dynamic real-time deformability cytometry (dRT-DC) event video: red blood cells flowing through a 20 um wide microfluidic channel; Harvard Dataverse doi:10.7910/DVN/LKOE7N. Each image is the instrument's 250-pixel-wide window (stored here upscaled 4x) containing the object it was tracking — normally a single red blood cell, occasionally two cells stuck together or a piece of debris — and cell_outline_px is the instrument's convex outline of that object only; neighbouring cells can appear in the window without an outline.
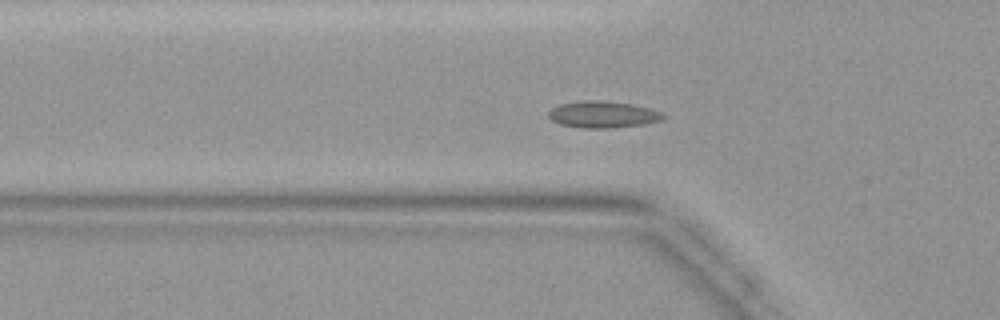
{"species": "common noctule bat (a hibernating species)", "species_latin": "Nyctalus noctula", "temperature_condition": "warm", "stored_images_in_passage": 47, "camera_frame_rate_fps": 3000, "um_per_image_px": 0.085, "animal": {"sex": "female", "body_mass_g": 19.9}, "frame": {"image": 1, "passage_image": 16, "time_ms": 5.0, "image_size_px": [1000, 320], "cell_outline_px": [[668, 116], [660, 120], [644, 124], [612, 128], [580, 128], [560, 124], [552, 120], [548, 116], [548, 112], [552, 108], [560, 104], [584, 100], [600, 100], [632, 104], [648, 108], [660, 112]], "centroid_in_image_um": [51.23, 9.73], "position_along_channel_um": 74.6, "area_um2": 17.8}}
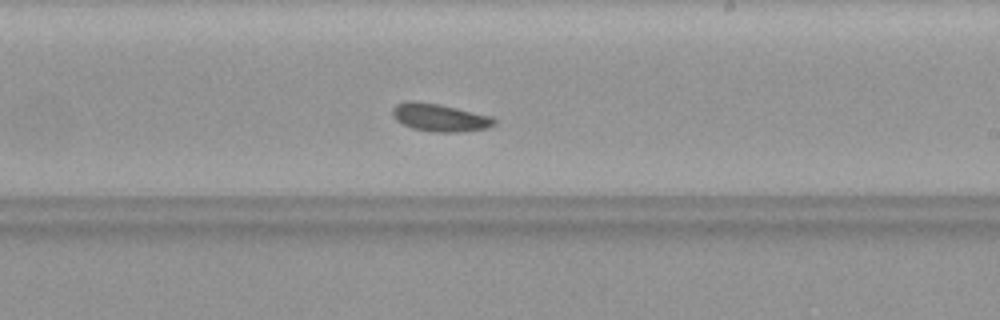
{"frame": {"image": 2, "passage_image": 28, "time_ms": 9.0, "image_size_px": [1000, 320], "cell_outline_px": [[496, 124], [488, 128], [456, 132], [432, 132], [412, 128], [396, 120], [392, 112], [392, 108], [396, 104], [440, 104], [492, 116], [496, 120]], "centroid_in_image_um": [37.47, 10.04], "position_along_channel_um": 251.5, "area_um2": 15.84}}
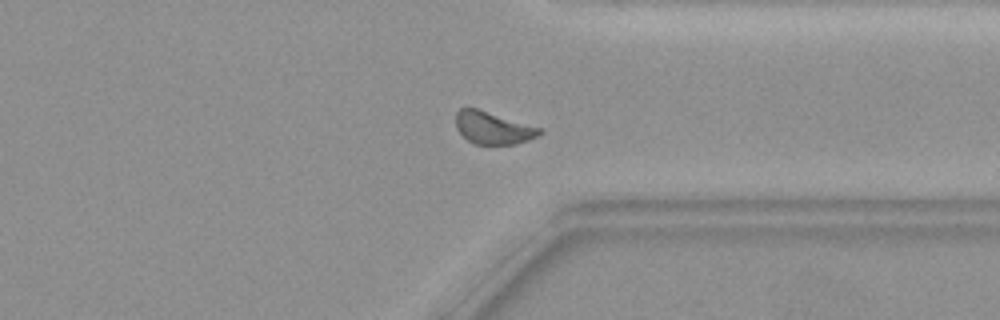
{"frame": {"image": 3, "passage_image": 36, "time_ms": 11.667, "image_size_px": [1000, 320], "cell_outline_px": [[544, 132], [528, 140], [516, 144], [472, 144], [456, 128], [456, 112], [460, 108], [476, 108], [544, 128]], "centroid_in_image_um": [41.94, 10.87], "position_along_channel_um": 369.5, "area_um2": 15.9}}